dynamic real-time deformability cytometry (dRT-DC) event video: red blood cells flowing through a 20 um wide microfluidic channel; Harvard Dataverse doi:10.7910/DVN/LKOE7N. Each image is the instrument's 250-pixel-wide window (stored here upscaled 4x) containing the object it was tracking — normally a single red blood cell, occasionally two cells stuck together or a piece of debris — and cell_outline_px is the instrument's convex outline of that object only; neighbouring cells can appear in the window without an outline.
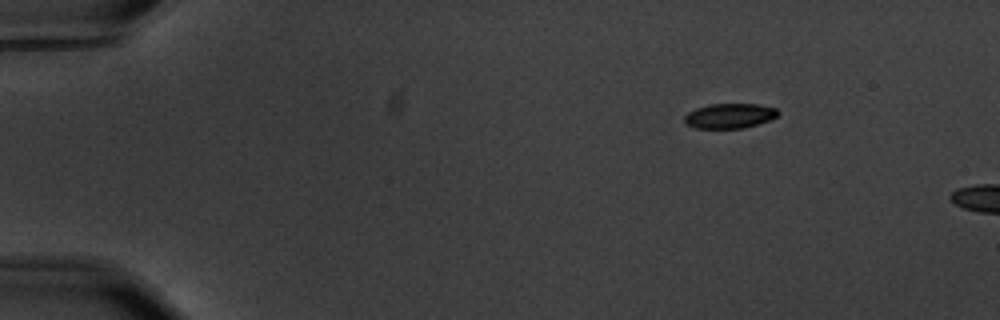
{"species": "common noctule bat (a hibernating species)", "species_latin": "Nyctalus noctula", "temperature_condition": "warm", "stored_images_in_passage": 6, "camera_frame_rate_fps": 3000, "um_per_image_px": 0.085, "animal": {"sex": "male", "body_mass_g": 20.1, "forearm_length_mm": 53.5}, "frame": {"image": 1, "passage_image": 1, "time_ms": 0.0, "image_size_px": [1000, 320], "cell_outline_px": [[780, 112], [776, 116], [768, 120], [744, 128], [696, 128], [688, 124], [684, 120], [684, 116], [688, 112], [696, 108], [708, 104], [760, 104], [776, 108]], "centroid_in_image_um": [62.01, 9.83], "position_along_channel_um": 23.0, "area_um2": 13.47}}